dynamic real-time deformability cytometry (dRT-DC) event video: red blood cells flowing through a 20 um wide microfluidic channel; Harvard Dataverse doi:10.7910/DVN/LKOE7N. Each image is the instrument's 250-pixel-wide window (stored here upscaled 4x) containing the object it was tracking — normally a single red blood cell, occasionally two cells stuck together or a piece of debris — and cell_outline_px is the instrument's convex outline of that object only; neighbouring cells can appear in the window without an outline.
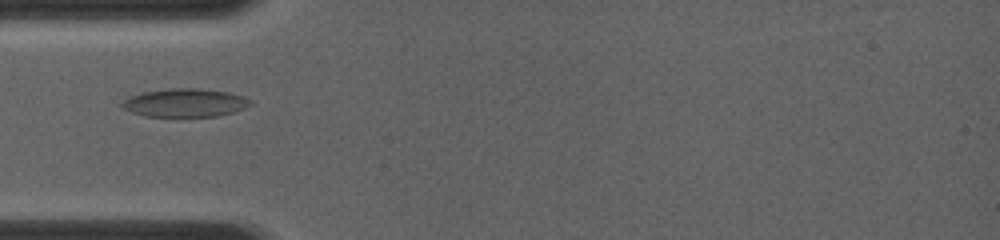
{"species": "common noctule bat (a hibernating species)", "species_latin": "Nyctalus noctula", "temperature_condition": "room temperature", "stored_images_in_passage": 4, "camera_frame_rate_fps": 4000, "um_per_image_px": 0.085, "animal": {"sex": "female", "body_mass_g": 19.0, "forearm_length_mm": 56.7}, "frame": {"image": 1, "passage_image": 2, "time_ms": 0.75, "image_size_px": [1000, 240], "cell_outline_px": [[252, 104], [244, 108], [232, 112], [216, 116], [144, 116], [132, 112], [124, 108], [120, 104], [124, 100], [132, 96], [144, 92], [172, 88], [200, 88], [228, 92], [244, 96], [252, 100]], "centroid_in_image_um": [15.76, 8.73], "position_along_channel_um": 69.2, "area_um2": 20.98}}
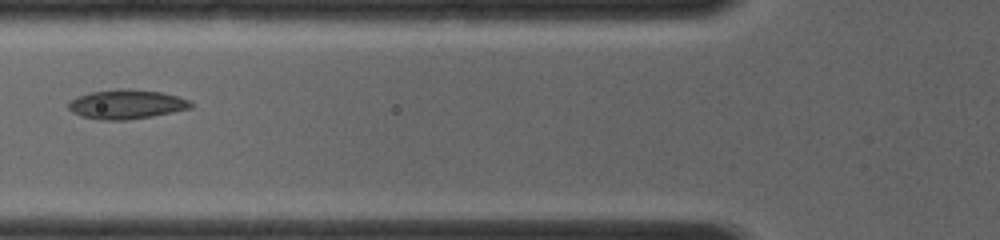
{"frame": {"image": 2, "passage_image": 3, "time_ms": 1.75, "image_size_px": [1000, 240], "cell_outline_px": [[192, 108], [152, 116], [128, 120], [100, 120], [80, 116], [72, 112], [68, 108], [68, 100], [76, 96], [92, 92], [120, 88], [128, 88], [160, 92], [176, 96], [188, 100], [192, 104]], "centroid_in_image_um": [10.69, 8.86], "position_along_channel_um": 115.1, "area_um2": 20.98}}
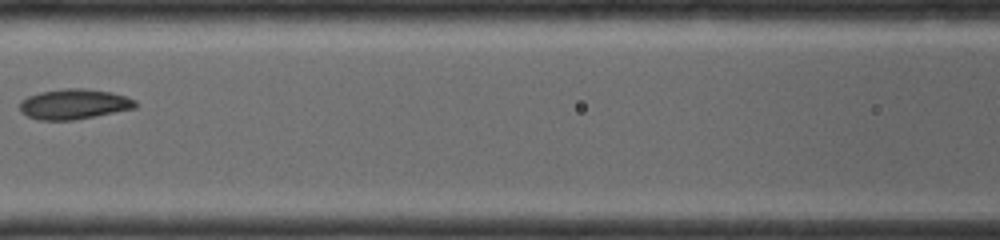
{"frame": {"image": 3, "passage_image": 4, "time_ms": 2.75, "image_size_px": [1000, 240], "cell_outline_px": [[140, 104], [136, 108], [72, 120], [40, 120], [28, 116], [20, 112], [20, 100], [28, 96], [40, 92], [64, 88], [84, 88], [112, 92], [136, 100]], "centroid_in_image_um": [6.3, 8.84], "position_along_channel_um": 160.3, "area_um2": 20.4}}